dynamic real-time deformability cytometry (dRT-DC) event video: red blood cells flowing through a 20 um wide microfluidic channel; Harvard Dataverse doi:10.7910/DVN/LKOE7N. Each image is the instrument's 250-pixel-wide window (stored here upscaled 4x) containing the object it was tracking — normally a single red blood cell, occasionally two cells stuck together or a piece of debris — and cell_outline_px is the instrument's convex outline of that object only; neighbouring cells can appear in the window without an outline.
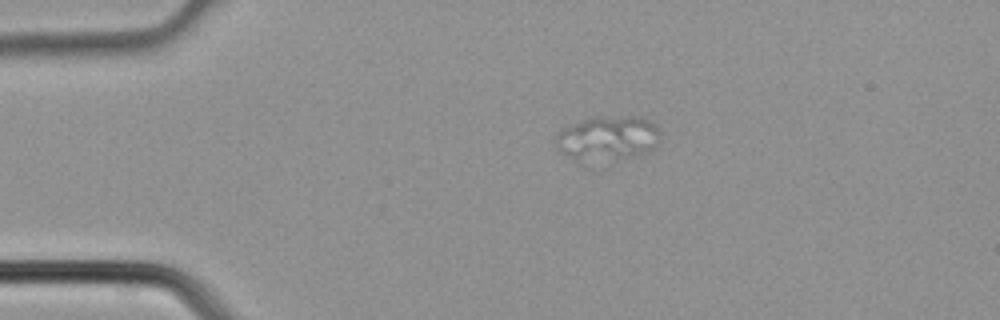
{"species": "common noctule bat (a hibernating species)", "species_latin": "Nyctalus noctula", "temperature_condition": "cold", "stored_images_in_passage": 2, "camera_frame_rate_fps": 3000, "um_per_image_px": 0.085, "animal": {"sex": "male", "body_mass_g": 21.5, "forearm_length_mm": 52.0}, "frame": {"image": 1, "passage_image": 1, "time_ms": 0.0, "image_size_px": [1000, 320], "cell_outline_px": [[660, 140], [648, 152], [632, 156], [576, 160], [560, 152], [556, 148], [556, 132], [572, 124], [592, 116], [640, 116], [652, 120], [660, 136]], "centroid_in_image_um": [51.64, 11.68], "position_along_channel_um": 33.4, "area_um2": 26.76}}